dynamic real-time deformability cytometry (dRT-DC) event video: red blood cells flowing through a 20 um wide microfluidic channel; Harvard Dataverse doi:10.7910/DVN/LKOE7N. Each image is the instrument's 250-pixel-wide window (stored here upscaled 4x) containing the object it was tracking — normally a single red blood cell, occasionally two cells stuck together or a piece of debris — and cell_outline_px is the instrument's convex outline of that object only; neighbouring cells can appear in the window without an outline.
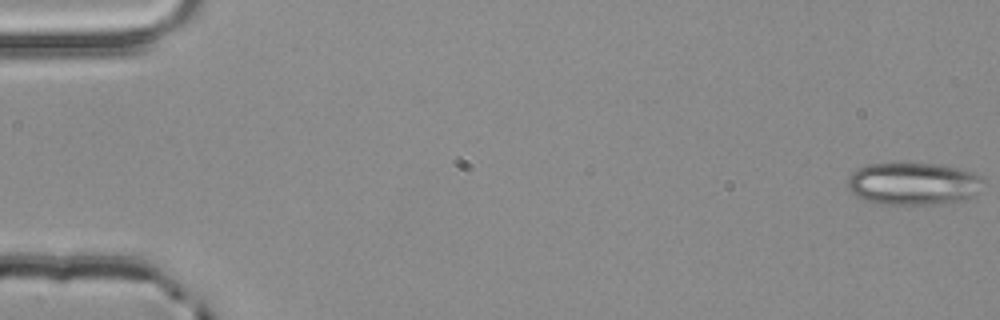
{"species": "common noctule bat (a hibernating species)", "species_latin": "Nyctalus noctula", "temperature_condition": "room temperature", "stored_images_in_passage": 5, "camera_frame_rate_fps": 3000, "um_per_image_px": 0.085, "animal": {"sex": "male", "body_mass_g": 20.4}, "frame": {"image": 1, "passage_image": 1, "time_ms": 0.0, "image_size_px": [1000, 320], "cell_outline_px": [[980, 180], [976, 196], [964, 200], [940, 204], [884, 204], [868, 200], [856, 196], [848, 188], [848, 176], [852, 172], [864, 164], [936, 164], [956, 168], [972, 172], [980, 176]], "centroid_in_image_um": [77.6, 15.62], "position_along_channel_um": 7.4, "area_um2": 33.18}}